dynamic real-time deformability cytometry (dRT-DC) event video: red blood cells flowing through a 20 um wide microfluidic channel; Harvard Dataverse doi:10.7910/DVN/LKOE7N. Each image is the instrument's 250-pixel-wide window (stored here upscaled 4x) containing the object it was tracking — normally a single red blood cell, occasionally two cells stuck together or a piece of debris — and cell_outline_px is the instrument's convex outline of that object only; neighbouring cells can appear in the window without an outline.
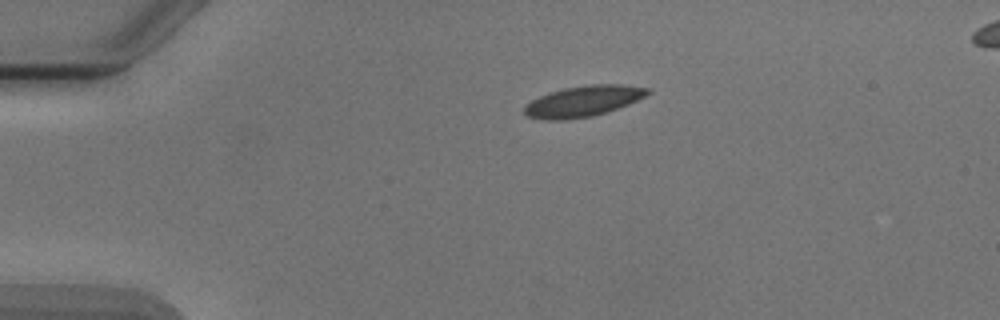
{"species": "Egyptian fruit bat (a non-hibernating species)", "species_latin": "Rousettus aegyptiacus", "temperature_condition": "cold", "stored_images_in_passage": 4, "camera_frame_rate_fps": 3000, "um_per_image_px": 0.085, "animal": {"sex": "male"}, "frame": {"image": 1, "passage_image": 1, "time_ms": 0.0, "image_size_px": [1000, 320], "cell_outline_px": [[652, 92], [628, 104], [592, 116], [568, 120], [544, 120], [528, 116], [524, 112], [524, 108], [532, 100], [548, 92], [564, 88], [588, 84], [624, 84], [648, 88]], "centroid_in_image_um": [49.57, 8.59], "position_along_channel_um": 35.4, "area_um2": 22.02}}
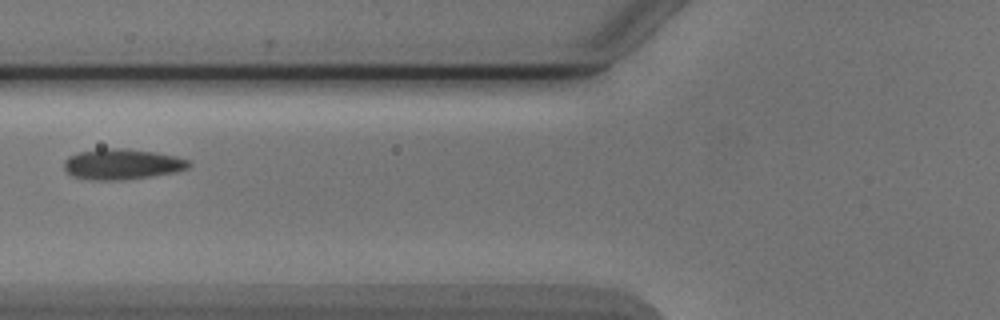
{"frame": {"image": 2, "passage_image": 4, "time_ms": 3.333, "image_size_px": [1000, 320], "cell_outline_px": [[192, 164], [188, 168], [176, 172], [152, 176], [124, 180], [88, 180], [72, 176], [64, 168], [64, 160], [68, 156], [80, 152], [100, 148], [124, 148], [156, 152], [176, 156], [188, 160]], "centroid_in_image_um": [10.38, 13.95], "position_along_channel_um": 115.4, "area_um2": 22.48}}